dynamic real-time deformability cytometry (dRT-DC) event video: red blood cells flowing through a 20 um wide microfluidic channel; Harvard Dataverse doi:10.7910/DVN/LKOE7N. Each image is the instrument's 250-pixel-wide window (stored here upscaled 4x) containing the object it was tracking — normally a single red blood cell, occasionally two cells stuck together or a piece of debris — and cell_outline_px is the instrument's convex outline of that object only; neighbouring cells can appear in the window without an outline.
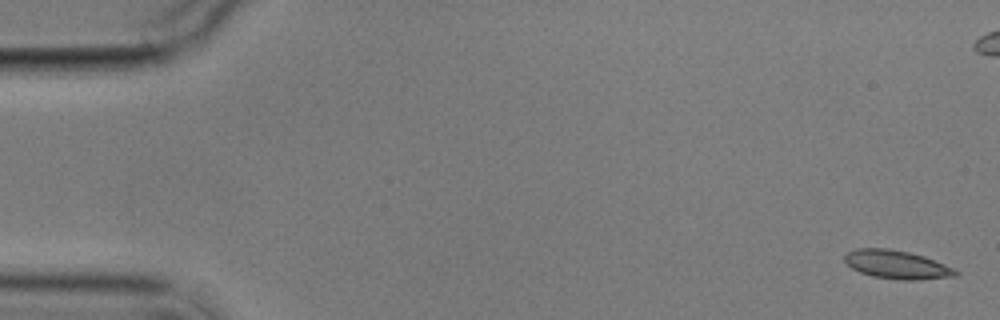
{"species": "common noctule bat (a hibernating species)", "species_latin": "Nyctalus noctula", "temperature_condition": "cold", "stored_images_in_passage": 5, "camera_frame_rate_fps": 3000, "um_per_image_px": 0.085, "animal": {"sex": "male", "body_mass_g": 17.9}, "frame": {"image": 1, "passage_image": 1, "time_ms": 0.0, "image_size_px": [1000, 320], "cell_outline_px": [[960, 272], [956, 276], [920, 280], [900, 280], [872, 276], [860, 272], [852, 268], [844, 260], [844, 256], [848, 252], [856, 248], [888, 248], [908, 252], [924, 256], [956, 268]], "centroid_in_image_um": [76.27, 22.49], "position_along_channel_um": 8.7, "area_um2": 18.55}}
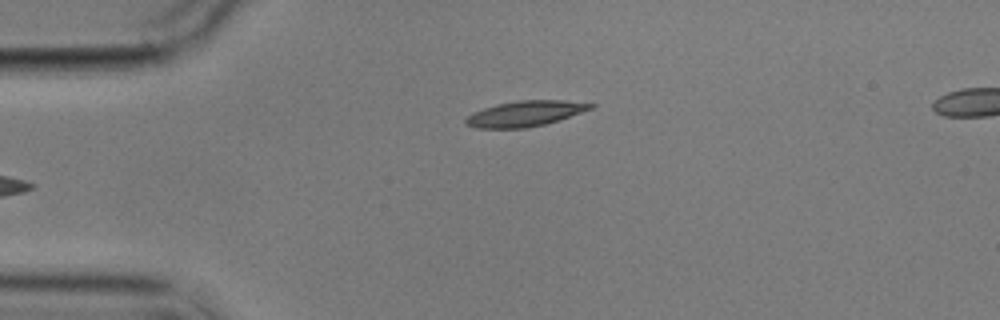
{"frame": {"image": 2, "passage_image": 5, "time_ms": 6.0, "image_size_px": [1000, 320], "cell_outline_px": [[596, 104], [592, 108], [544, 124], [524, 128], [476, 128], [464, 124], [464, 120], [472, 112], [496, 104], [516, 100], [564, 100]], "centroid_in_image_um": [44.56, 9.65], "position_along_channel_um": 40.4, "area_um2": 18.38}}